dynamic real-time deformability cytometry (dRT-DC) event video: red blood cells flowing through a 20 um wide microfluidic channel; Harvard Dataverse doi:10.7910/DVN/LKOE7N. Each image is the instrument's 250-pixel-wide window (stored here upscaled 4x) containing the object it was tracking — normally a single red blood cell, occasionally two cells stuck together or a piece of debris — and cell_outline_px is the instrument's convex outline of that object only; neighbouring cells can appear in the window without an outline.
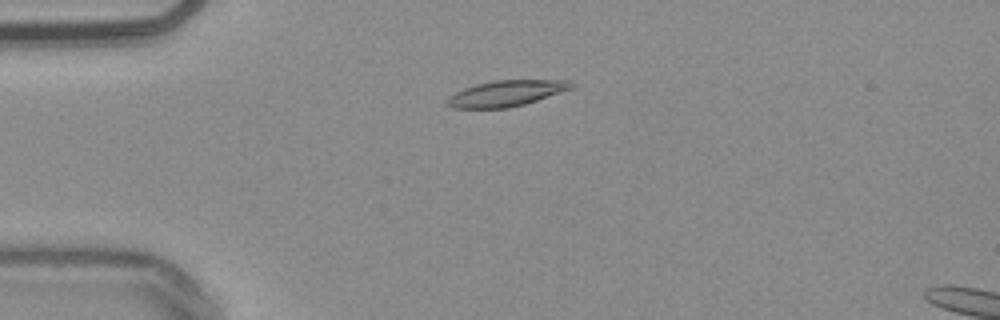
{"species": "common noctule bat (a hibernating species)", "species_latin": "Nyctalus noctula", "temperature_condition": "warm", "stored_images_in_passage": 16, "camera_frame_rate_fps": 3000, "um_per_image_px": 0.085, "animal": {"sex": "male", "body_mass_g": 20.4}, "frame": {"image": 1, "passage_image": 12, "time_ms": 3.667, "image_size_px": [1000, 320], "cell_outline_px": [[576, 84], [572, 88], [524, 104], [508, 108], [452, 108], [448, 104], [448, 96], [464, 88], [476, 84], [496, 80], [568, 80]], "centroid_in_image_um": [43.03, 7.93], "position_along_channel_um": 42.0, "area_um2": 18.5}}